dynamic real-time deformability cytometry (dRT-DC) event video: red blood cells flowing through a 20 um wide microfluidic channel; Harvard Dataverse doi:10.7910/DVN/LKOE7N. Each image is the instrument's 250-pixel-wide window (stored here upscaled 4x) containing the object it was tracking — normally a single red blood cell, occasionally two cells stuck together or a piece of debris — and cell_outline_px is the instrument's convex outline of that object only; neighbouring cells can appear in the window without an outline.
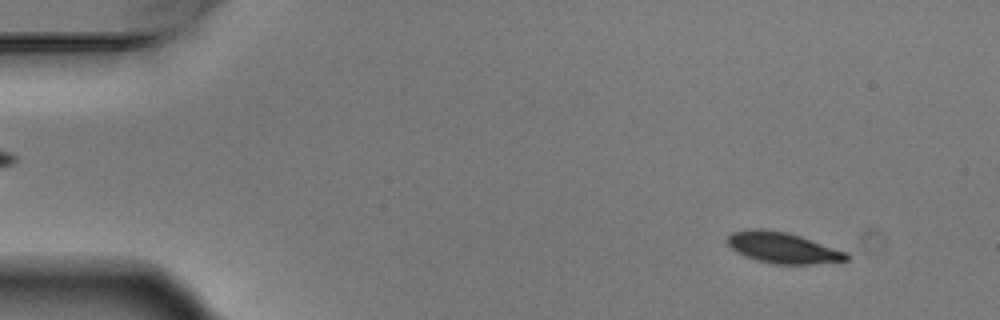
{"species": "Egyptian fruit bat (a non-hibernating species)", "species_latin": "Rousettus aegyptiacus", "temperature_condition": "warm", "stored_images_in_passage": 5, "segment_of_instrument_passage": [2, 2], "camera_frame_rate_fps": 3000, "um_per_image_px": 0.085, "animal": {"sex": "male"}, "frame": {"image": 1, "passage_image": 5, "time_ms": 1.333, "image_size_px": [1000, 320], "cell_outline_px": [[852, 256], [848, 260], [812, 264], [772, 264], [756, 260], [744, 256], [736, 252], [724, 240], [732, 232], [752, 228], [760, 228], [788, 232], [848, 252]], "centroid_in_image_um": [66.53, 21.06], "position_along_channel_um": 18.5, "area_um2": 21.73}}